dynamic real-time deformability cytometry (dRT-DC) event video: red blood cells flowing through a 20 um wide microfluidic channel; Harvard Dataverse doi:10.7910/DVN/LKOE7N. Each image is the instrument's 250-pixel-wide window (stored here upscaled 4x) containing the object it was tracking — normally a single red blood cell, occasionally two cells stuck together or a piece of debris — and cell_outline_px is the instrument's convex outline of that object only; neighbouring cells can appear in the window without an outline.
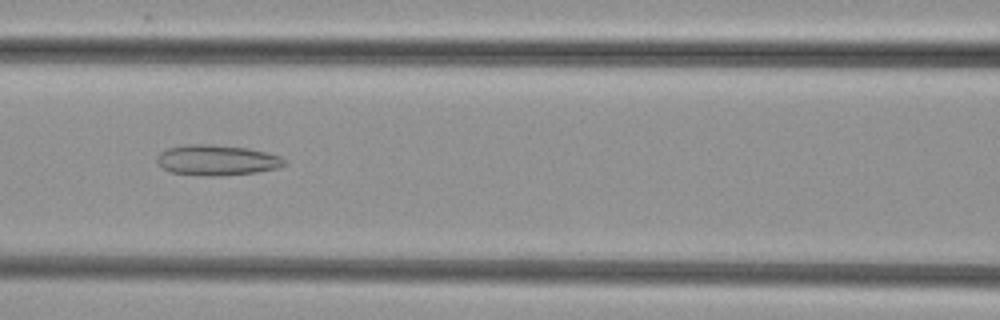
{"species": "common noctule bat (a hibernating species)", "species_latin": "Nyctalus noctula", "temperature_condition": "cold", "stored_images_in_passage": 52, "camera_frame_rate_fps": 3000, "um_per_image_px": 0.085, "animal": {"sex": "female", "body_mass_g": 29.2, "forearm_length_mm": 56.3}, "frame": {"image": 1, "passage_image": 23, "time_ms": 7.333, "image_size_px": [1000, 320], "cell_outline_px": [[288, 164], [276, 168], [256, 172], [220, 176], [204, 176], [172, 172], [164, 168], [156, 160], [160, 152], [168, 148], [184, 144], [208, 144], [248, 148], [280, 156]], "centroid_in_image_um": [18.43, 13.61], "position_along_channel_um": 148.2, "area_um2": 22.48}}
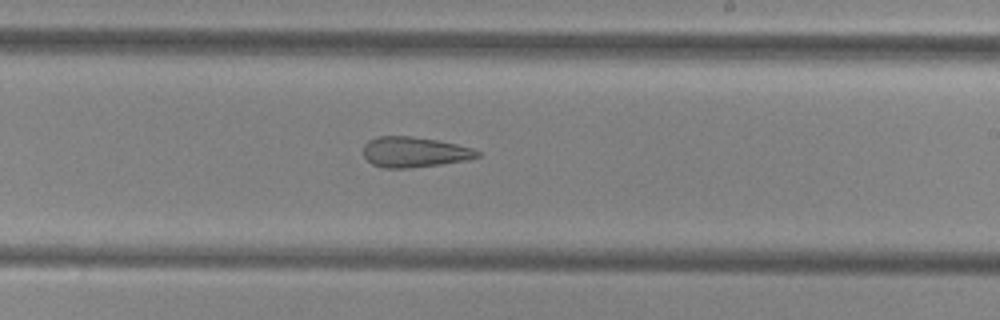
{"frame": {"image": 2, "passage_image": 31, "time_ms": 10.0, "image_size_px": [1000, 320], "cell_outline_px": [[480, 156], [468, 160], [440, 164], [408, 168], [384, 168], [372, 164], [364, 156], [364, 144], [368, 140], [380, 136], [412, 136], [436, 140], [456, 144], [472, 148], [480, 152]], "centroid_in_image_um": [35.22, 12.92], "position_along_channel_um": 253.8, "area_um2": 20.11}}
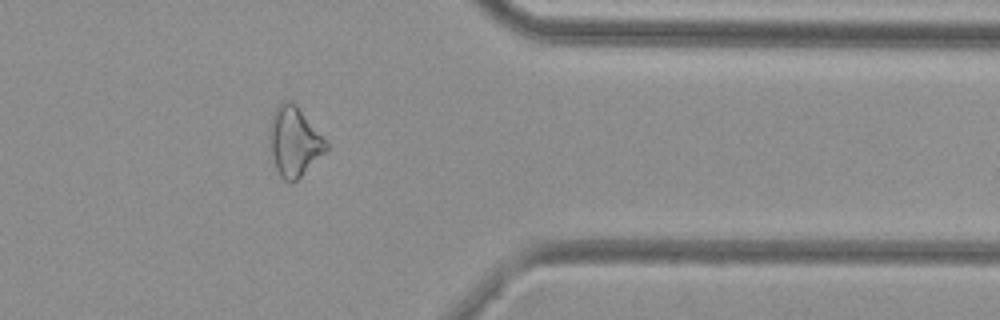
{"frame": {"image": 3, "passage_image": 42, "time_ms": 13.667, "image_size_px": [1000, 320], "cell_outline_px": [[328, 148], [292, 184], [288, 184], [280, 176], [268, 152], [268, 128], [272, 116], [276, 108], [284, 100], [292, 100], [296, 104], [328, 144]], "centroid_in_image_um": [24.93, 12.04], "position_along_channel_um": 386.5, "area_um2": 22.95}}